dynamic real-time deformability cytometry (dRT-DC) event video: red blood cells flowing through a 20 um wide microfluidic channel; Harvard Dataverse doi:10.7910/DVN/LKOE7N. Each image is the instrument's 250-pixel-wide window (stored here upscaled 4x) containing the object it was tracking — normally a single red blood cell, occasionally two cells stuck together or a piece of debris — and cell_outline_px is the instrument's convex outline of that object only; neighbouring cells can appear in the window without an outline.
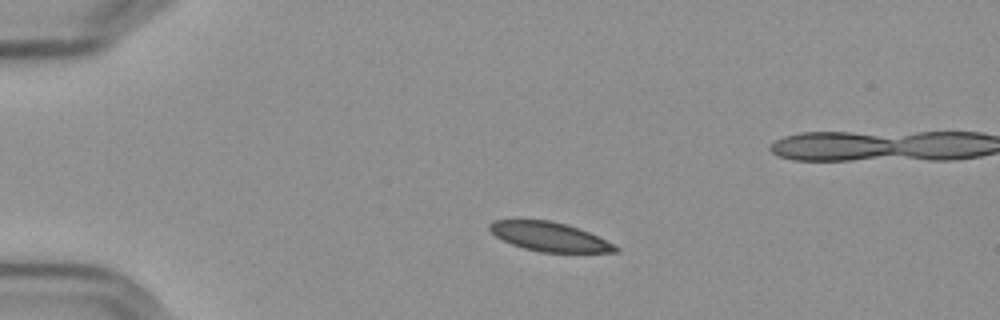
{"species": "Egyptian fruit bat (a non-hibernating species)", "species_latin": "Rousettus aegyptiacus", "temperature_condition": "cold", "stored_images_in_passage": 46, "camera_frame_rate_fps": 3000, "um_per_image_px": 0.085, "frame": {"image": 1, "passage_image": 1, "time_ms": 0.0, "image_size_px": [1000, 320], "cell_outline_px": [[620, 252], [540, 252], [524, 248], [512, 244], [496, 236], [488, 228], [488, 224], [492, 220], [548, 220], [564, 224], [588, 232], [616, 244], [620, 248]], "centroid_in_image_um": [46.72, 20.13], "position_along_channel_um": 38.3, "area_um2": 21.15}}
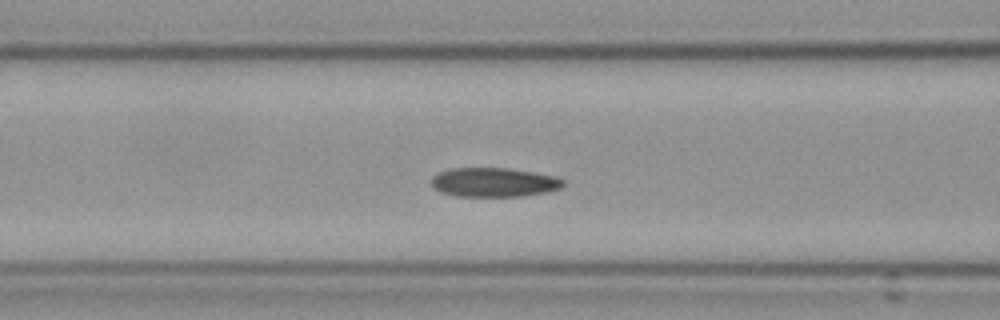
{"frame": {"image": 2, "passage_image": 12, "time_ms": 3.667, "image_size_px": [1000, 320], "cell_outline_px": [[564, 184], [560, 188], [548, 192], [520, 196], [456, 196], [440, 192], [432, 184], [432, 176], [448, 168], [508, 168], [532, 172], [552, 176], [564, 180]], "centroid_in_image_um": [41.96, 15.49], "position_along_channel_um": 124.6, "area_um2": 22.25}}
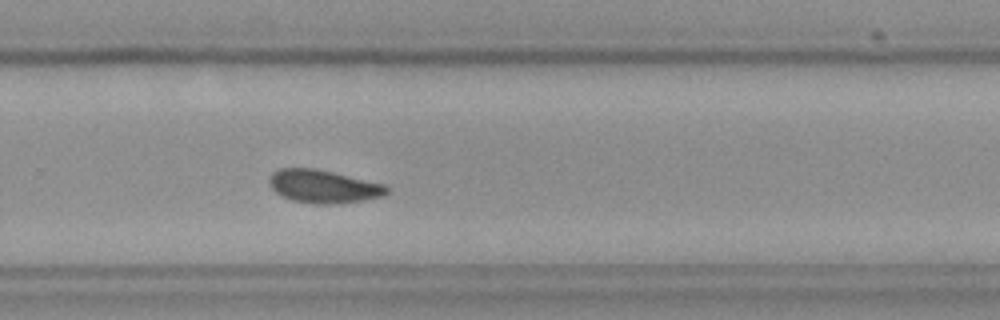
{"frame": {"image": 3, "passage_image": 27, "time_ms": 8.667, "image_size_px": [1000, 320], "cell_outline_px": [[388, 192], [384, 196], [364, 200], [340, 204], [312, 204], [292, 200], [280, 196], [272, 188], [268, 180], [268, 176], [272, 172], [280, 168], [316, 168], [384, 184], [388, 188]], "centroid_in_image_um": [27.47, 15.85], "position_along_channel_um": 302.3, "area_um2": 22.89}}